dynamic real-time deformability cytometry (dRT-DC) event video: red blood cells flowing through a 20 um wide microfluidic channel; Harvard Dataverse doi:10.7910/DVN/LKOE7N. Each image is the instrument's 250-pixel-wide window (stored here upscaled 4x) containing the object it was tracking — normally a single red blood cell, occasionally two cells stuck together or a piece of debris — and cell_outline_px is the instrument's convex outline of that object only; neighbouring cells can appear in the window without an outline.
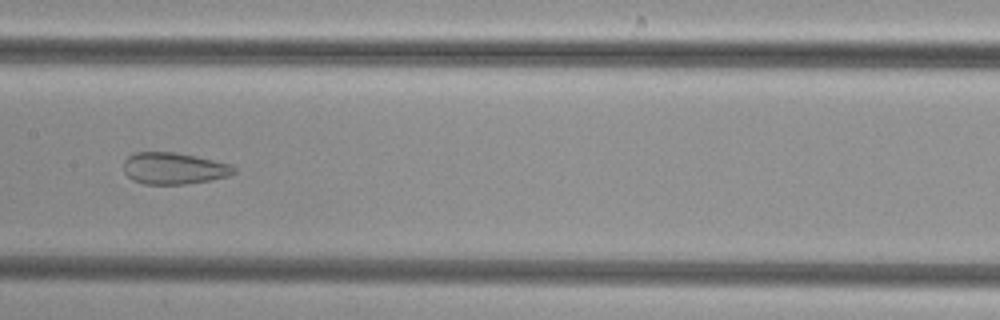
{"species": "common noctule bat (a hibernating species)", "species_latin": "Nyctalus noctula", "temperature_condition": "cold", "stored_images_in_passage": 51, "camera_frame_rate_fps": 3000, "um_per_image_px": 0.085, "animal": {"sex": "female", "body_mass_g": 29.2, "forearm_length_mm": 56.3}, "frame": {"image": 1, "passage_image": 26, "time_ms": 8.333, "image_size_px": [1000, 320], "cell_outline_px": [[236, 172], [228, 176], [208, 180], [184, 184], [144, 184], [132, 180], [124, 172], [124, 160], [128, 156], [136, 152], [176, 152], [196, 156], [232, 164], [236, 168]], "centroid_in_image_um": [14.78, 14.3], "position_along_channel_um": 192.6, "area_um2": 20.4}}
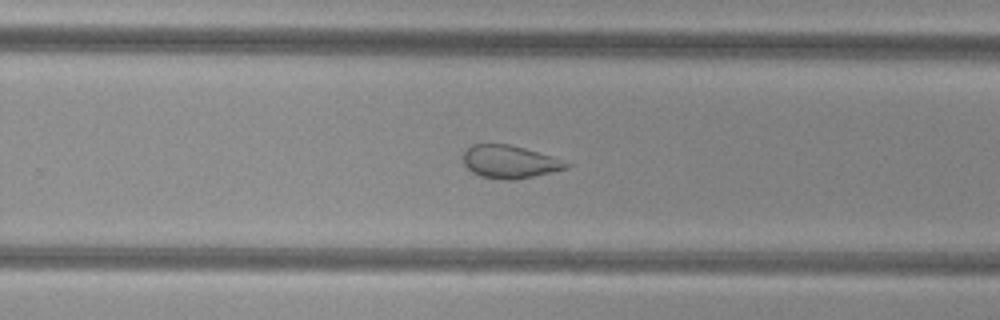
{"frame": {"image": 2, "passage_image": 33, "time_ms": 10.667, "image_size_px": [1000, 320], "cell_outline_px": [[572, 164], [568, 168], [532, 176], [512, 180], [504, 180], [480, 176], [472, 172], [464, 164], [460, 156], [472, 144], [508, 144], [524, 148], [552, 156]], "centroid_in_image_um": [43.28, 13.75], "position_along_channel_um": 286.5, "area_um2": 19.71}}
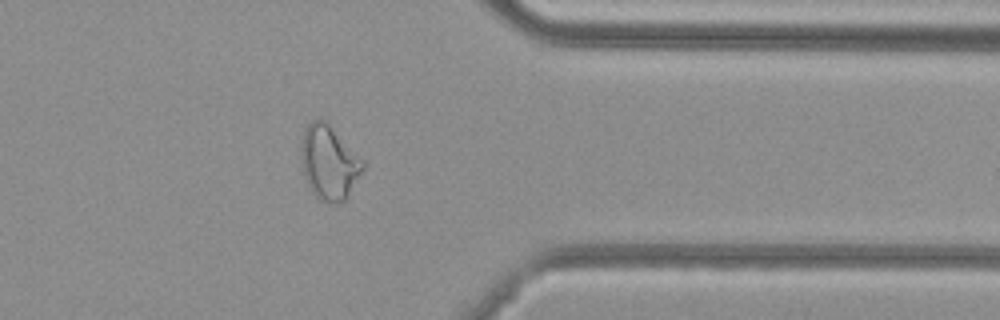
{"frame": {"image": 3, "passage_image": 41, "time_ms": 13.333, "image_size_px": [1000, 320], "cell_outline_px": [[364, 168], [348, 196], [344, 200], [328, 204], [320, 200], [312, 192], [304, 176], [300, 160], [300, 144], [304, 132], [308, 124], [312, 120], [320, 116], [328, 120], [364, 160]], "centroid_in_image_um": [27.96, 13.75], "position_along_channel_um": 383.4, "area_um2": 27.34}}